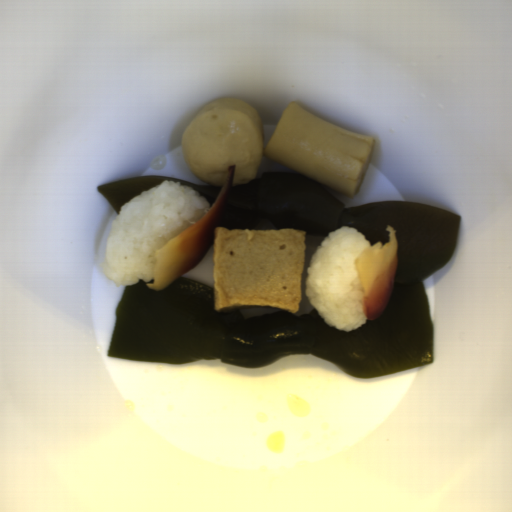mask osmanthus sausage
I'll return each mask as SVG.
<instances>
[{
  "instance_id": "obj_1",
  "label": "osmanthus sausage",
  "mask_w": 512,
  "mask_h": 512,
  "mask_svg": "<svg viewBox=\"0 0 512 512\" xmlns=\"http://www.w3.org/2000/svg\"><path fill=\"white\" fill-rule=\"evenodd\" d=\"M374 144L372 137L329 123L293 100L263 145V155L354 196L364 183Z\"/></svg>"
}]
</instances>
